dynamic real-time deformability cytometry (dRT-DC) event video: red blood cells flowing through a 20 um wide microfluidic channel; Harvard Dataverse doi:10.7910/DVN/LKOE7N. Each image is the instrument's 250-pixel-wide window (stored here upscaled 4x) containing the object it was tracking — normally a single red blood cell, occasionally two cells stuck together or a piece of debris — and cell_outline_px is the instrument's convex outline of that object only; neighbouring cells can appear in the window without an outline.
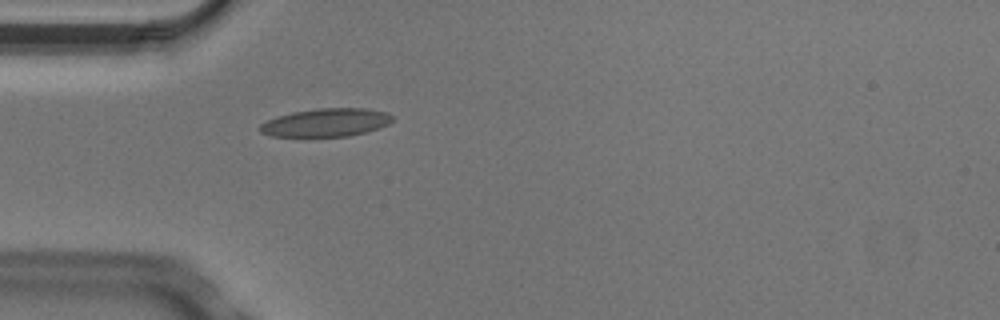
{"species": "Egyptian fruit bat (a non-hibernating species)", "species_latin": "Rousettus aegyptiacus", "temperature_condition": "cold", "stored_images_in_passage": 4, "camera_frame_rate_fps": 3000, "um_per_image_px": 0.085, "animal": {"sex": "male"}, "frame": {"image": 1, "passage_image": 4, "time_ms": 1.0, "image_size_px": [1000, 320], "cell_outline_px": [[392, 120], [388, 124], [380, 128], [348, 136], [272, 136], [260, 132], [260, 124], [276, 116], [292, 112], [316, 108], [364, 108], [388, 112], [392, 116]], "centroid_in_image_um": [27.72, 10.4], "position_along_channel_um": 57.3, "area_um2": 21.68}}